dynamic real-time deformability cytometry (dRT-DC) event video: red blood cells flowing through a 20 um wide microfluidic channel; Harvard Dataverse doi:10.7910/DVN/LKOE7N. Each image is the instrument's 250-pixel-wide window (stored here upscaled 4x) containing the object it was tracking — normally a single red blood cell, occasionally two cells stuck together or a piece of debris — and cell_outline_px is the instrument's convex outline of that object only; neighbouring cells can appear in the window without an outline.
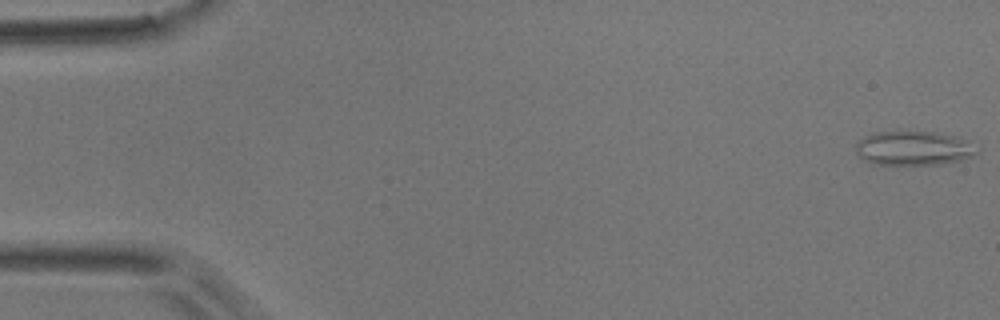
{"species": "common noctule bat (a hibernating species)", "species_latin": "Nyctalus noctula", "temperature_condition": "room temperature", "stored_images_in_passage": 8, "camera_frame_rate_fps": 3000, "um_per_image_px": 0.085, "animal": {"sex": "male", "body_mass_g": 17.9}, "frame": {"image": 1, "passage_image": 1, "time_ms": 0.0, "image_size_px": [1000, 320], "cell_outline_px": [[980, 152], [960, 160], [940, 164], [880, 164], [864, 160], [856, 156], [856, 144], [864, 136], [876, 132], [932, 132], [952, 136], [980, 148]], "centroid_in_image_um": [77.62, 12.61], "position_along_channel_um": 7.4, "area_um2": 23.7}}
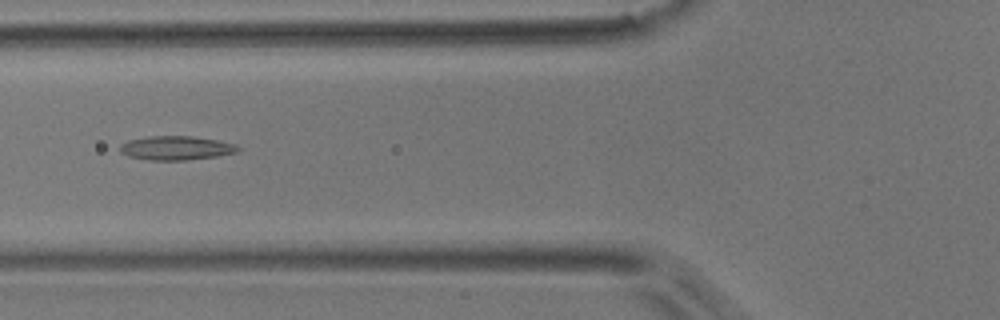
{"frame": {"image": 2, "passage_image": 7, "time_ms": 6.667, "image_size_px": [1000, 320], "cell_outline_px": [[240, 148], [236, 152], [216, 156], [184, 160], [152, 160], [128, 156], [120, 152], [120, 144], [128, 140], [148, 136], [192, 136], [216, 140], [236, 144]], "centroid_in_image_um": [14.94, 12.57], "position_along_channel_um": 110.9, "area_um2": 16.36}}
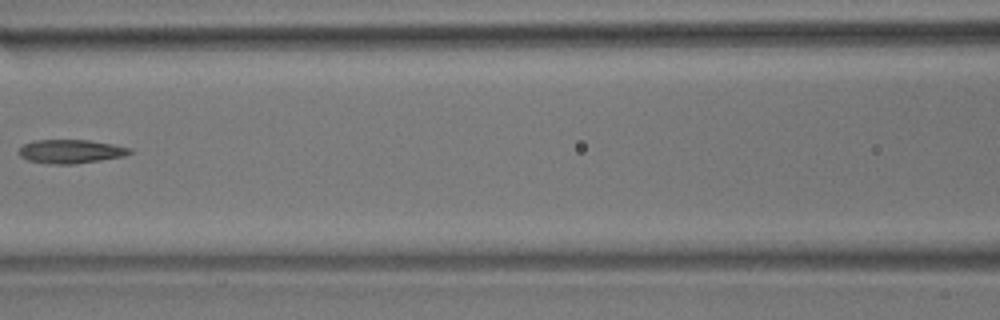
{"frame": {"image": 3, "passage_image": 8, "time_ms": 8.0, "image_size_px": [1000, 320], "cell_outline_px": [[132, 152], [124, 156], [100, 160], [72, 164], [52, 164], [28, 160], [20, 156], [16, 152], [24, 144], [32, 140], [88, 140], [112, 144], [132, 148]], "centroid_in_image_um": [5.99, 12.86], "position_along_channel_um": 160.6, "area_um2": 15.32}}